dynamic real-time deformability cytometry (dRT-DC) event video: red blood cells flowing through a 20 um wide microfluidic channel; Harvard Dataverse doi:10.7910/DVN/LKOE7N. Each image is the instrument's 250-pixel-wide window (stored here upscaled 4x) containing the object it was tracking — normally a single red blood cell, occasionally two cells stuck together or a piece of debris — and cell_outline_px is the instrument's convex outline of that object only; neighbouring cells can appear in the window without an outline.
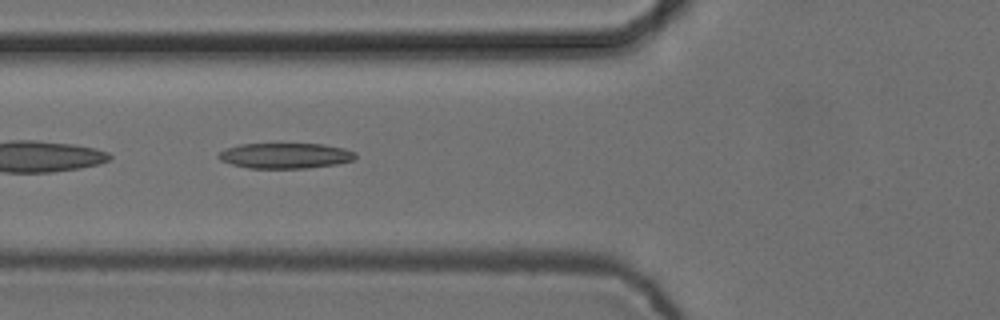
{"species": "common noctule bat (a hibernating species)", "species_latin": "Nyctalus noctula", "temperature_condition": "cold", "stored_images_in_passage": 53, "camera_frame_rate_fps": 3000, "um_per_image_px": 0.085, "animal": {"sex": "female", "body_mass_g": 24.6, "forearm_length_mm": 56.2}, "frame": {"image": 1, "passage_image": 21, "time_ms": 6.667, "image_size_px": [1000, 320], "cell_outline_px": [[356, 156], [352, 160], [336, 164], [308, 168], [248, 168], [232, 164], [220, 160], [216, 156], [220, 152], [228, 148], [240, 144], [324, 144], [344, 148], [356, 152]], "centroid_in_image_um": [24.26, 13.23], "position_along_channel_um": 101.5, "area_um2": 20.23}}
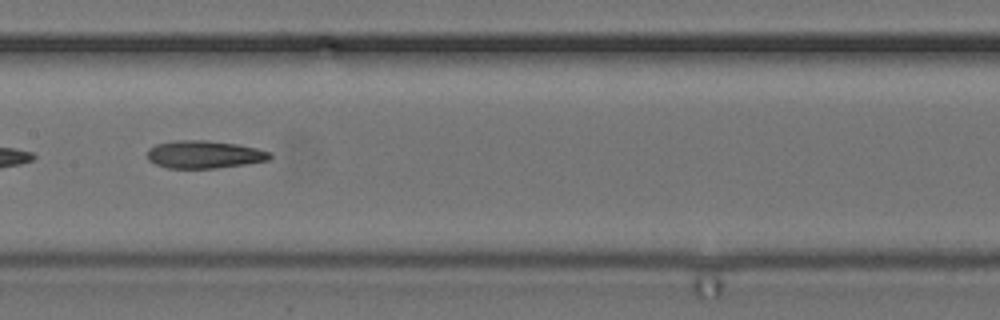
{"frame": {"image": 2, "passage_image": 28, "time_ms": 9.0, "image_size_px": [1000, 320], "cell_outline_px": [[272, 156], [268, 160], [244, 164], [216, 168], [168, 168], [156, 164], [148, 160], [148, 148], [156, 144], [172, 140], [204, 140], [236, 144], [256, 148], [272, 152]], "centroid_in_image_um": [17.34, 13.12], "position_along_channel_um": 190.1, "area_um2": 19.77}}
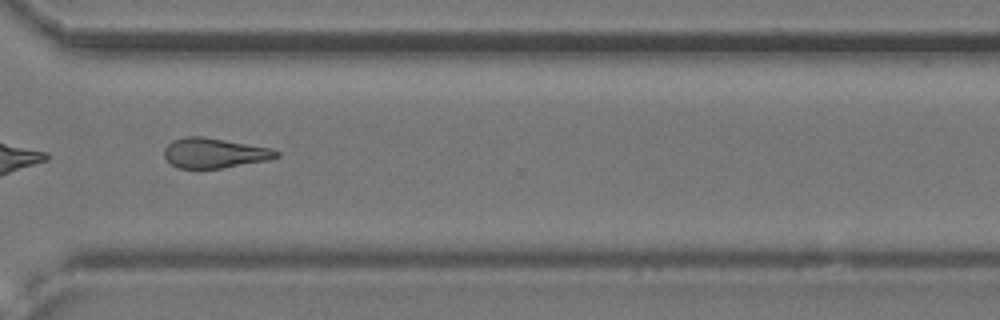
{"frame": {"image": 3, "passage_image": 41, "time_ms": 13.333, "image_size_px": [1000, 320], "cell_outline_px": [[280, 156], [268, 160], [224, 168], [180, 168], [172, 164], [164, 156], [164, 148], [172, 140], [184, 136], [204, 136], [272, 148], [280, 152]], "centroid_in_image_um": [18.24, 12.99], "position_along_channel_um": 352.4, "area_um2": 19.71}, "authors_computed_cell_mechanics": {"area_um2": 20.3456, "velocity_mm_per_s": 3.7581, "shape_relaxation_time_tau1_ms": 5.157, "shape_relaxation_time_tau2_ms": 6.6355, "deformation_change_tau1": 0.1491, "deformation_change_tau2": 0.182}}